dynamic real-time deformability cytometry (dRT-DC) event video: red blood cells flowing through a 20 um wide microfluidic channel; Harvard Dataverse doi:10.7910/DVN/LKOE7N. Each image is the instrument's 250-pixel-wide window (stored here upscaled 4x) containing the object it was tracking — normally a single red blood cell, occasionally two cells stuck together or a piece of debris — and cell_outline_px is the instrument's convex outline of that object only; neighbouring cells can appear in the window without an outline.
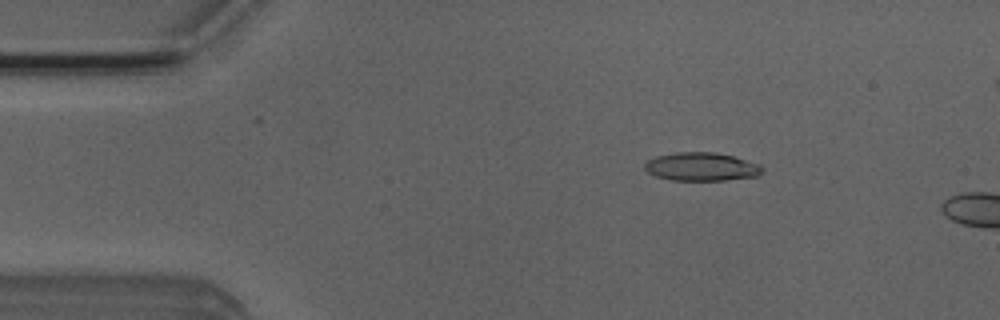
{"species": "Egyptian fruit bat (a non-hibernating species)", "species_latin": "Rousettus aegyptiacus", "temperature_condition": "room temperature", "stored_images_in_passage": 5, "camera_frame_rate_fps": 3000, "um_per_image_px": 0.085, "animal": {"sex": "male"}, "frame": {"image": 1, "passage_image": 3, "time_ms": 0.667, "image_size_px": [1000, 320], "cell_outline_px": [[764, 168], [756, 176], [724, 180], [672, 180], [656, 176], [648, 172], [644, 168], [644, 164], [648, 160], [656, 156], [676, 152], [716, 152], [732, 156], [760, 164]], "centroid_in_image_um": [59.6, 14.16], "position_along_channel_um": 25.4, "area_um2": 19.31}}